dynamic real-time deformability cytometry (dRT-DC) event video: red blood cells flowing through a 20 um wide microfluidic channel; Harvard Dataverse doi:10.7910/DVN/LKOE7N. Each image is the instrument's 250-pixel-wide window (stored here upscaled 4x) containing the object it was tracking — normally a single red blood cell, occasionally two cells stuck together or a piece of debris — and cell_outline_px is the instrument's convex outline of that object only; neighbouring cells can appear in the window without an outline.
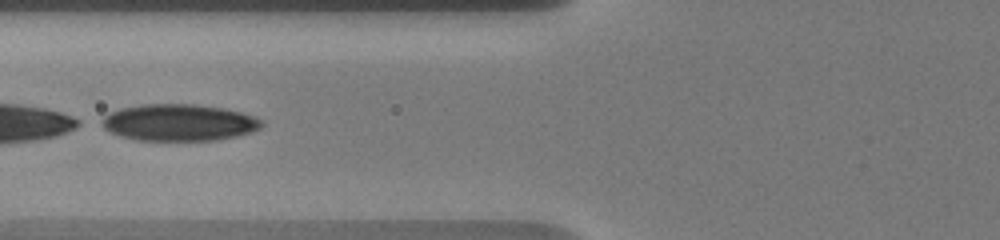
{"species": "human", "species_latin": "Homo sapiens", "temperature_condition": "warm", "stored_images_in_passage": 15, "segment_of_instrument_passage": [2, 2], "camera_frame_rate_fps": 3000, "um_per_image_px": 0.085, "donor": {"sex": "male"}, "frame": {"image": 1, "passage_image": 14, "time_ms": 7.667, "image_size_px": [1000, 240], "cell_outline_px": [[264, 124], [260, 128], [252, 132], [236, 136], [216, 140], [136, 140], [120, 136], [96, 124], [96, 120], [120, 108], [140, 104], [192, 104], [224, 108], [240, 112], [252, 116], [260, 120]], "centroid_in_image_um": [15.14, 10.41], "position_along_channel_um": 110.7, "area_um2": 34.39}}